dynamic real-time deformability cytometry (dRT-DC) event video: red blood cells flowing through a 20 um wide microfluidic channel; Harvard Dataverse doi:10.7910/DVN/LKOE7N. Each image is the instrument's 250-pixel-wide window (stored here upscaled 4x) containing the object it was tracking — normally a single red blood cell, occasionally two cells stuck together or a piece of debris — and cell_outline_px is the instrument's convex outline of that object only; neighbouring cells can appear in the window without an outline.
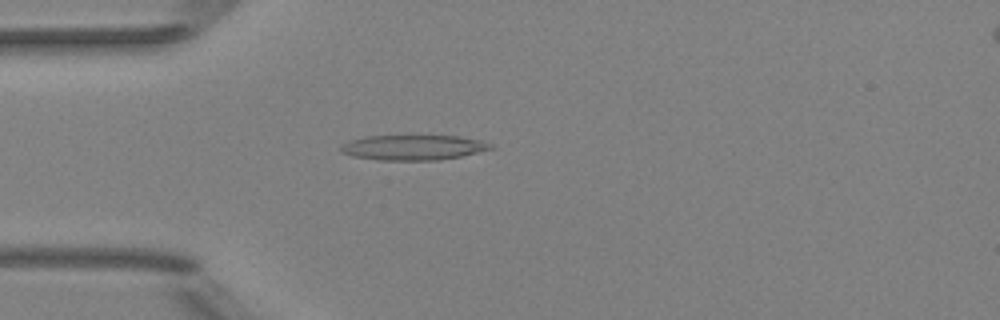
{"species": "Egyptian fruit bat (a non-hibernating species)", "species_latin": "Rousettus aegyptiacus", "temperature_condition": "room temperature", "stored_images_in_passage": 45, "camera_frame_rate_fps": 3000, "um_per_image_px": 0.085, "animal": {"sex": "female"}, "frame": {"image": 1, "passage_image": 8, "time_ms": 2.333, "image_size_px": [1000, 320], "cell_outline_px": [[496, 148], [460, 156], [440, 160], [380, 160], [352, 156], [340, 152], [340, 148], [348, 140], [364, 136], [460, 136], [480, 140], [492, 144]], "centroid_in_image_um": [35.12, 12.53], "position_along_channel_um": 49.9, "area_um2": 21.96}}
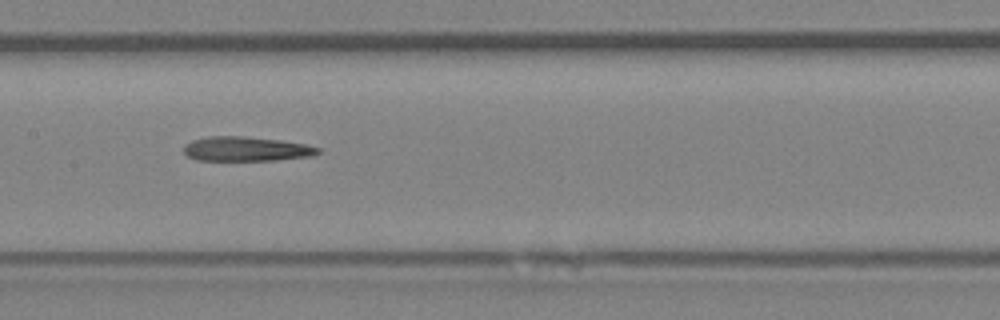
{"frame": {"image": 2, "passage_image": 19, "time_ms": 6.0, "image_size_px": [1000, 320], "cell_outline_px": [[320, 152], [308, 156], [276, 160], [196, 160], [188, 156], [184, 152], [184, 144], [192, 140], [208, 136], [244, 136], [280, 140], [308, 144], [320, 148]], "centroid_in_image_um": [20.91, 12.65], "position_along_channel_um": 186.5, "area_um2": 19.13}}
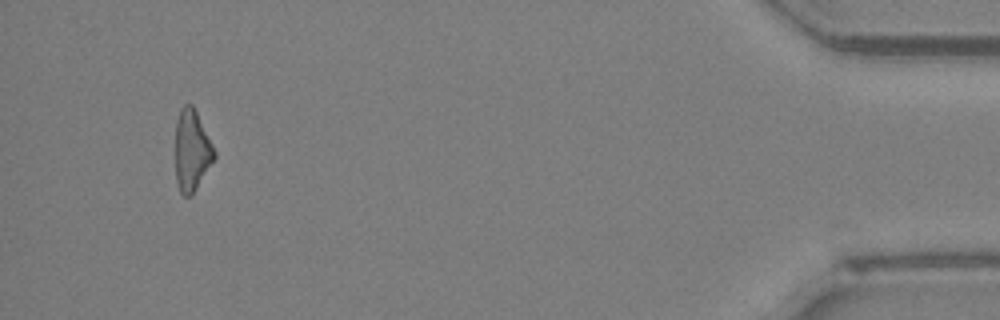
{"frame": {"image": 3, "passage_image": 42, "time_ms": 13.667, "image_size_px": [1000, 320], "cell_outline_px": [[216, 156], [192, 196], [184, 196], [180, 192], [176, 180], [176, 120], [180, 108], [184, 104], [192, 104], [216, 152]], "centroid_in_image_um": [16.29, 12.8], "position_along_channel_um": 418.9, "area_um2": 18.26}, "authors_computed_cell_mechanics": {"area_um2": 19.941, "velocity_mm_per_s": 4.0267, "shape_relaxation_time_tau1_ms": null, "shape_relaxation_time_tau2_ms": 9.1737, "deformation_change_tau1": null, "deformation_change_tau2": 0.313}}